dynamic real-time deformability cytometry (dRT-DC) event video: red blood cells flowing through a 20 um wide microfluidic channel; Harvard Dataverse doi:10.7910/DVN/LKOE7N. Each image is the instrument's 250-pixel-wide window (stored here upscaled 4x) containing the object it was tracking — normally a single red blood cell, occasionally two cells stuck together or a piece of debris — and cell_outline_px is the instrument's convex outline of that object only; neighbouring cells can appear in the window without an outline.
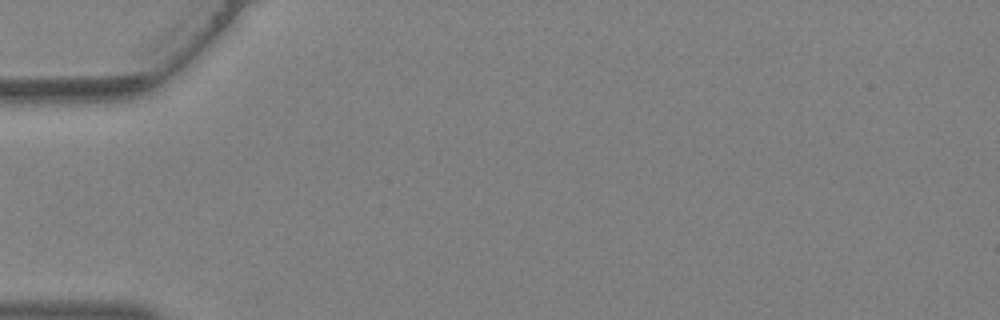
{"species": "Egyptian fruit bat (a non-hibernating species)", "species_latin": "Rousettus aegyptiacus", "temperature_condition": "warm", "stored_images_in_passage": 2, "camera_frame_rate_fps": 3000, "um_per_image_px": 0.085, "animal": {"sex": "female"}, "frame": {"image": 1, "passage_image": 1, "time_ms": 0.0, "image_size_px": [1000, 320], "cell_outline_px": [[384, 296], [376, 296], [364, 292], [304, 232], [296, 220], [304, 220], [324, 232], [380, 284], [384, 288]], "centroid_in_image_um": [29.15, 22.1], "position_along_channel_um": 55.9, "area_um2": 11.21}}